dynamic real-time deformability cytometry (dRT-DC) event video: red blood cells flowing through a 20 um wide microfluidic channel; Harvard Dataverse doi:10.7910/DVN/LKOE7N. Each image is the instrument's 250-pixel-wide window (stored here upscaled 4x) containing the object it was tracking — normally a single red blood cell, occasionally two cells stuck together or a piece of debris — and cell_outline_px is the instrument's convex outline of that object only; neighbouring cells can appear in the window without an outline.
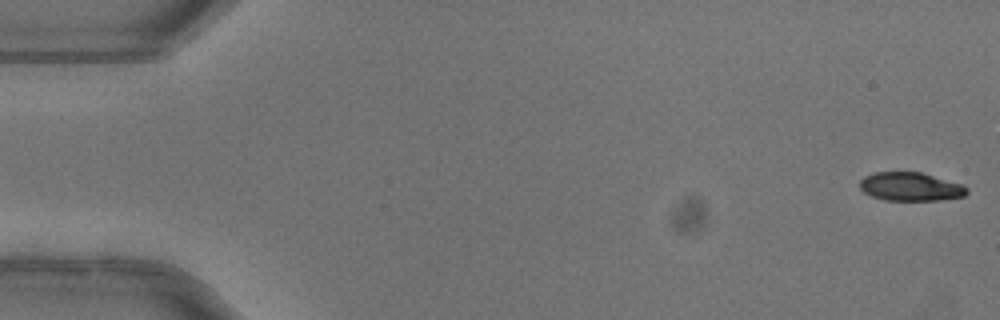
{"species": "common noctule bat (a hibernating species)", "species_latin": "Nyctalus noctula", "temperature_condition": "warm", "stored_images_in_passage": 52, "camera_frame_rate_fps": 3000, "um_per_image_px": 0.085, "animal": {"sex": "female"}, "frame": {"image": 1, "passage_image": 1, "time_ms": 0.0, "image_size_px": [1000, 320], "cell_outline_px": [[968, 192], [964, 196], [940, 200], [884, 200], [872, 196], [864, 192], [860, 188], [860, 180], [864, 176], [872, 172], [920, 172], [964, 184], [968, 188]], "centroid_in_image_um": [77.41, 15.86], "position_along_channel_um": 7.6, "area_um2": 17.92}}
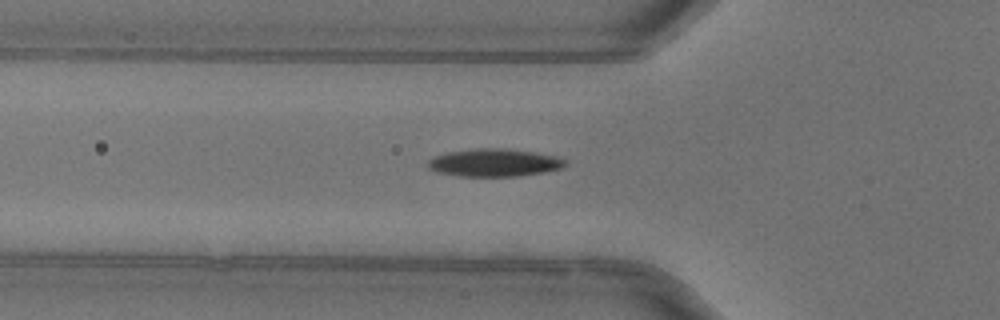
{"frame": {"image": 2, "passage_image": 18, "time_ms": 5.667, "image_size_px": [1000, 320], "cell_outline_px": [[568, 164], [564, 168], [544, 172], [520, 176], [460, 176], [436, 172], [428, 168], [428, 160], [436, 156], [448, 152], [480, 148], [504, 148], [532, 152], [556, 156], [564, 160]], "centroid_in_image_um": [42.03, 13.83], "position_along_channel_um": 83.8, "area_um2": 22.14}}
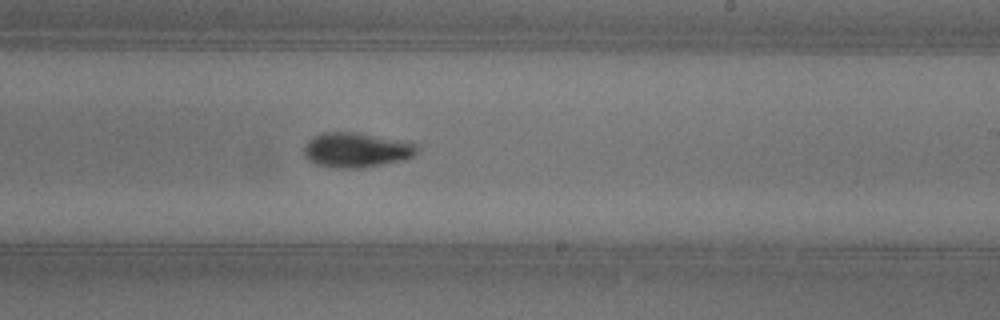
{"frame": {"image": 3, "passage_image": 31, "time_ms": 10.0, "image_size_px": [1000, 320], "cell_outline_px": [[420, 148], [412, 156], [404, 160], [364, 168], [336, 168], [316, 164], [308, 160], [304, 156], [304, 144], [312, 136], [320, 132], [356, 132], [416, 144]], "centroid_in_image_um": [30.23, 12.75], "position_along_channel_um": 258.8, "area_um2": 23.0}, "authors_computed_cell_mechanics": {"area_um2": 20.7502, "velocity_mm_per_s": 4.0337, "shape_relaxation_time_tau1_ms": 3.2914, "shape_relaxation_time_tau2_ms": 2.711, "deformation_change_tau1": 0.1486, "deformation_change_tau2": 0.069}}